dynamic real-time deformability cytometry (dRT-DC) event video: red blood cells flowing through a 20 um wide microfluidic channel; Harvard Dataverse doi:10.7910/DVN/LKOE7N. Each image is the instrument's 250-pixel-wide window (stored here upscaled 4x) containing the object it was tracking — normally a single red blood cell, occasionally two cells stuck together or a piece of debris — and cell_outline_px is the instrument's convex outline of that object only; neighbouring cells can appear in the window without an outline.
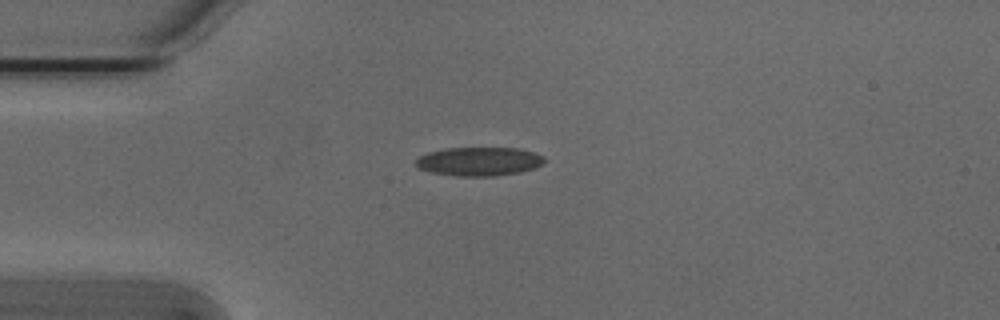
{"species": "Egyptian fruit bat (a non-hibernating species)", "species_latin": "Rousettus aegyptiacus", "temperature_condition": "cold", "stored_images_in_passage": 37, "camera_frame_rate_fps": 3000, "um_per_image_px": 0.085, "animal": {"sex": "male"}, "frame": {"image": 1, "passage_image": 1, "time_ms": 0.0, "image_size_px": [1000, 320], "cell_outline_px": [[544, 164], [536, 168], [520, 172], [492, 176], [456, 176], [432, 172], [416, 168], [416, 160], [420, 156], [428, 152], [448, 148], [516, 148], [532, 152], [544, 156]], "centroid_in_image_um": [40.73, 13.73], "position_along_channel_um": 44.3, "area_um2": 21.5}}
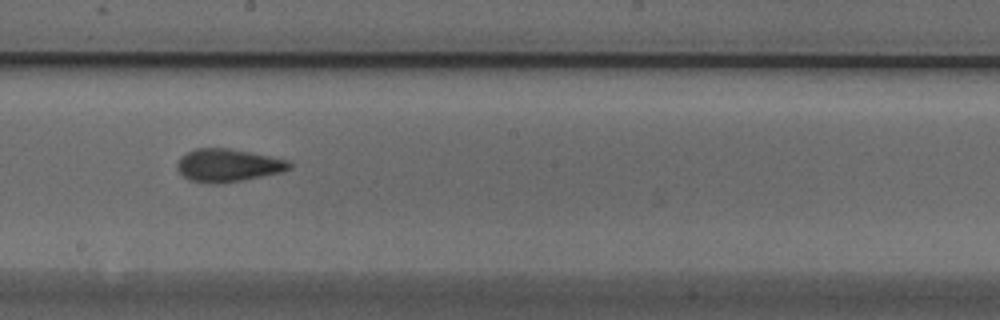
{"frame": {"image": 2, "passage_image": 17, "time_ms": 5.333, "image_size_px": [1000, 320], "cell_outline_px": [[292, 168], [284, 172], [220, 184], [212, 184], [188, 180], [176, 168], [176, 164], [180, 156], [196, 148], [228, 148], [252, 152], [292, 160]], "centroid_in_image_um": [19.42, 14.05], "position_along_channel_um": 228.8, "area_um2": 21.91}}
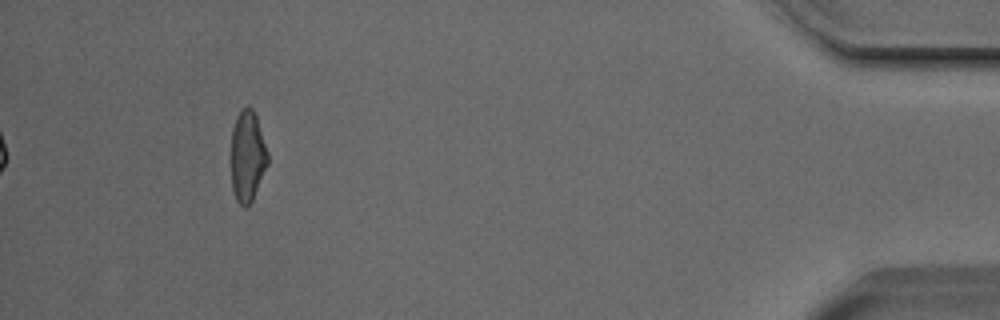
{"frame": {"image": 3, "passage_image": 37, "time_ms": 12.0, "image_size_px": [1000, 320], "cell_outline_px": [[268, 164], [252, 200], [244, 208], [236, 200], [232, 188], [232, 128], [236, 116], [248, 104], [252, 108], [256, 116], [268, 152]], "centroid_in_image_um": [21.04, 13.26], "position_along_channel_um": 414.2, "area_um2": 19.25}, "authors_computed_cell_mechanics": {"area_um2": 20.7502, "velocity_mm_per_s": 3.8153, "shape_relaxation_time_tau1_ms": 4.9256, "shape_relaxation_time_tau2_ms": 2.7107, "deformation_change_tau1": 0.1393, "deformation_change_tau2": 0.0981}}